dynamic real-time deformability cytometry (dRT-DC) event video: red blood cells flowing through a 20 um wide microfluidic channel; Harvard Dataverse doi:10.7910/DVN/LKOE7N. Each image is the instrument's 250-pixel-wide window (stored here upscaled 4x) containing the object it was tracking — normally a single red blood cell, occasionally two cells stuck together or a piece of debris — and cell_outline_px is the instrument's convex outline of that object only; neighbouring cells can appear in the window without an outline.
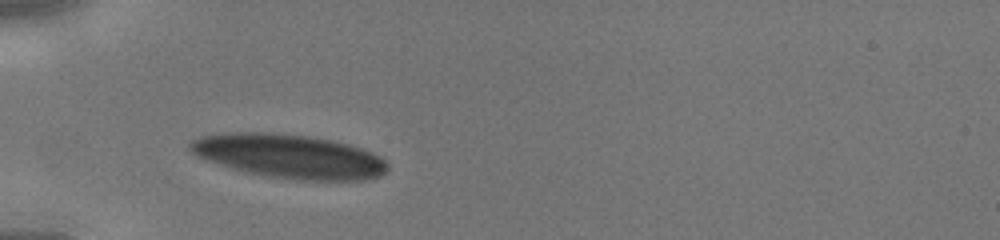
{"species": "human", "species_latin": "Homo sapiens", "temperature_condition": "cold", "stored_images_in_passage": 25, "camera_frame_rate_fps": 3000, "um_per_image_px": 0.085, "donor": {"sex": "male"}, "frame": {"image": 1, "passage_image": 1, "time_ms": 0.0, "image_size_px": [1000, 240], "cell_outline_px": [[388, 168], [380, 176], [364, 180], [300, 180], [268, 176], [244, 172], [208, 160], [192, 152], [188, 148], [188, 144], [192, 140], [200, 136], [228, 132], [268, 132], [308, 136], [332, 140], [348, 144], [372, 152], [380, 156], [388, 164]], "centroid_in_image_um": [24.59, 13.27], "position_along_channel_um": 60.4, "area_um2": 50.4}}
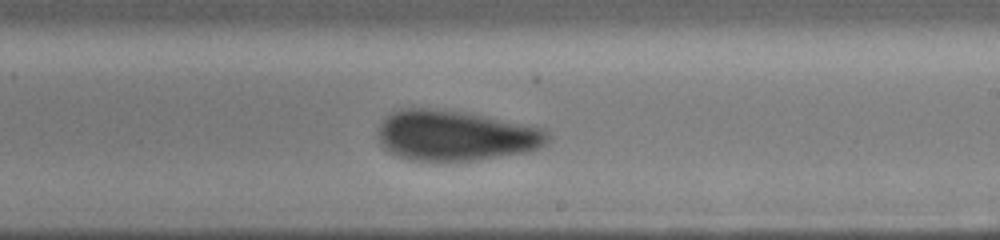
{"frame": {"image": 2, "passage_image": 14, "time_ms": 4.333, "image_size_px": [1000, 240], "cell_outline_px": [[552, 136], [540, 148], [524, 152], [476, 160], [412, 160], [400, 156], [384, 148], [380, 140], [380, 124], [392, 112], [400, 108], [428, 108], [464, 112], [544, 128]], "centroid_in_image_um": [38.75, 11.51], "position_along_channel_um": 250.2, "area_um2": 49.13}}
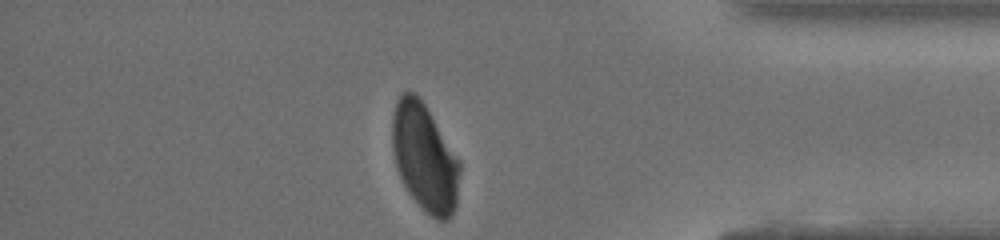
{"frame": {"image": 3, "passage_image": 25, "time_ms": 8.0, "image_size_px": [1000, 240], "cell_outline_px": [[460, 172], [456, 208], [452, 216], [448, 220], [436, 220], [408, 192], [400, 176], [396, 164], [392, 148], [392, 116], [396, 100], [404, 92], [416, 92], [424, 104], [460, 160]], "centroid_in_image_um": [36.1, 13.38], "position_along_channel_um": 399.1, "area_um2": 42.08}}